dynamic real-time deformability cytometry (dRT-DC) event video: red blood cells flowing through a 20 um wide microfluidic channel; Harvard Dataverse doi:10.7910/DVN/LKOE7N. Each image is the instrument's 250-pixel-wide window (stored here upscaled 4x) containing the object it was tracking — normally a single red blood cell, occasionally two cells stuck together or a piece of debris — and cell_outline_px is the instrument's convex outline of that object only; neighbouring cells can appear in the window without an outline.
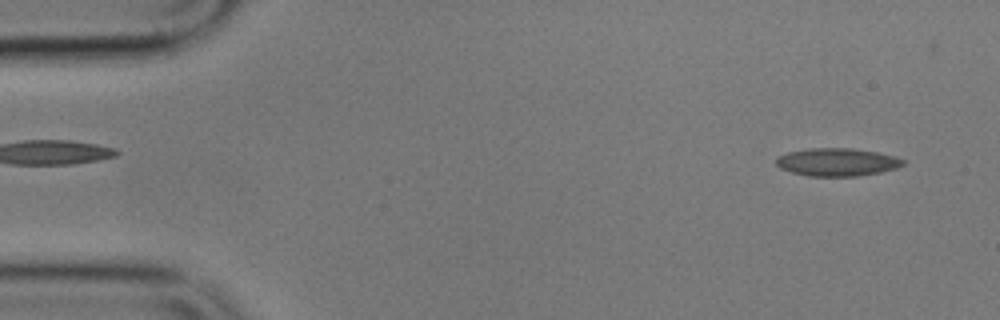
{"species": "common noctule bat (a hibernating species)", "species_latin": "Nyctalus noctula", "temperature_condition": "cold", "stored_images_in_passage": 55, "camera_frame_rate_fps": 3000, "um_per_image_px": 0.085, "animal": {"sex": "male", "body_mass_g": 17.9}, "frame": {"image": 1, "passage_image": 3, "time_ms": 0.667, "image_size_px": [1000, 320], "cell_outline_px": [[904, 164], [896, 168], [880, 172], [856, 176], [808, 176], [792, 172], [780, 168], [776, 164], [776, 156], [788, 152], [808, 148], [852, 148], [876, 152], [896, 156], [904, 160]], "centroid_in_image_um": [71.13, 13.77], "position_along_channel_um": 13.9, "area_um2": 20.63}}
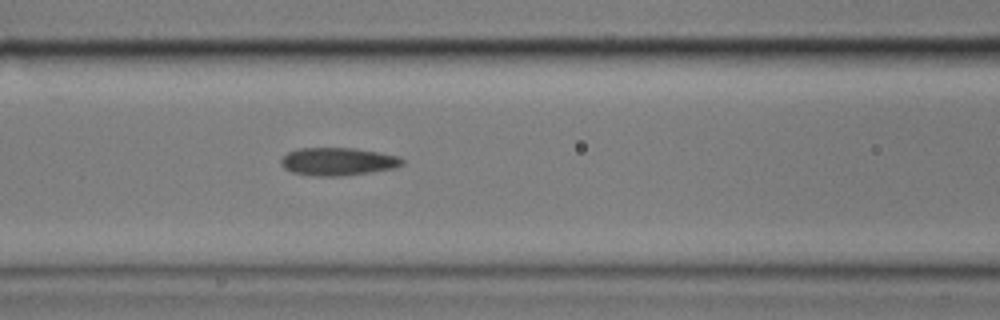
{"frame": {"image": 2, "passage_image": 22, "time_ms": 7.0, "image_size_px": [1000, 320], "cell_outline_px": [[404, 164], [396, 168], [372, 172], [340, 176], [312, 176], [292, 172], [284, 168], [280, 164], [280, 160], [288, 152], [300, 148], [352, 148], [400, 156], [404, 160]], "centroid_in_image_um": [28.73, 13.74], "position_along_channel_um": 137.9, "area_um2": 19.77}}
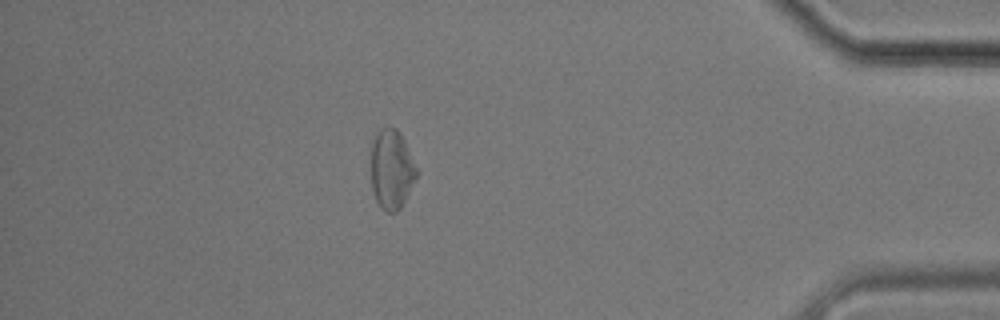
{"frame": {"image": 3, "passage_image": 48, "time_ms": 15.667, "image_size_px": [1000, 320], "cell_outline_px": [[420, 172], [400, 208], [396, 212], [388, 212], [380, 208], [376, 200], [372, 188], [372, 140], [380, 128], [396, 128], [400, 132]], "centroid_in_image_um": [33.31, 14.4], "position_along_channel_um": 401.9, "area_um2": 21.15}, "authors_computed_cell_mechanics": {"area_um2": 19.9988, "velocity_mm_per_s": 3.5462, "shape_relaxation_time_tau1_ms": 7.626, "shape_relaxation_time_tau2_ms": 2.7226, "deformation_change_tau1": 0.1635, "deformation_change_tau2": 0.1055}}